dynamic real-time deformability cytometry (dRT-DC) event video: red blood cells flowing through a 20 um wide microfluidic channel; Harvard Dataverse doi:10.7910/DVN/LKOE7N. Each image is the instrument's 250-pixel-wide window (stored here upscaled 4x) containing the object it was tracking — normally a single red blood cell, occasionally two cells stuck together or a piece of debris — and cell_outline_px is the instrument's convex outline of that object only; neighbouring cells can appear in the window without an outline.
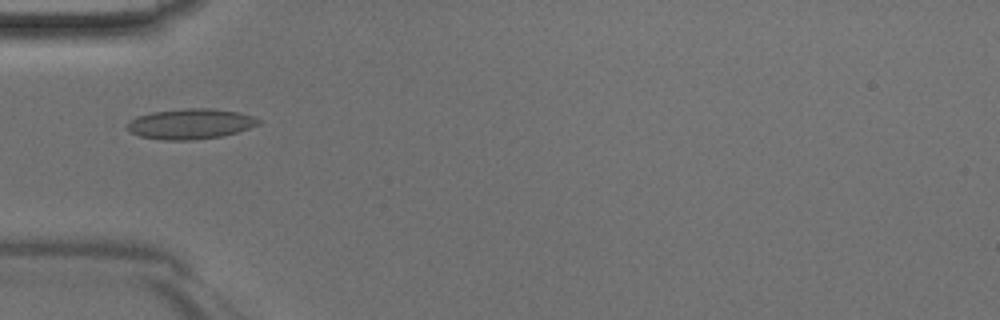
{"species": "Egyptian fruit bat (a non-hibernating species)", "species_latin": "Rousettus aegyptiacus", "temperature_condition": "room temperature", "stored_images_in_passage": 35, "camera_frame_rate_fps": 3000, "um_per_image_px": 0.085, "animal": {"sex": "male"}, "frame": {"image": 1, "passage_image": 4, "time_ms": 1.0, "image_size_px": [1000, 320], "cell_outline_px": [[264, 120], [260, 124], [236, 132], [220, 136], [192, 140], [164, 140], [140, 136], [132, 132], [128, 128], [128, 120], [136, 116], [152, 112], [188, 108], [212, 108], [236, 112], [252, 116]], "centroid_in_image_um": [16.2, 10.52], "position_along_channel_um": 68.8, "area_um2": 23.06}}
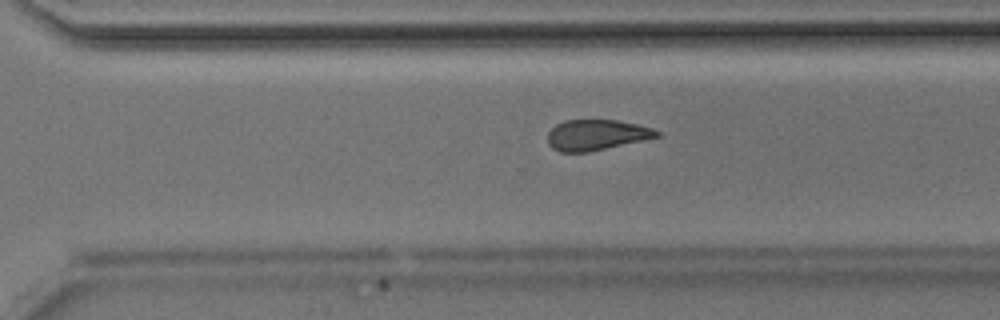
{"frame": {"image": 2, "passage_image": 21, "time_ms": 6.667, "image_size_px": [1000, 320], "cell_outline_px": [[660, 136], [588, 152], [560, 152], [552, 148], [548, 144], [548, 132], [556, 124], [564, 120], [616, 120], [636, 124], [652, 128], [660, 132]], "centroid_in_image_um": [50.66, 11.46], "position_along_channel_um": 319.9, "area_um2": 19.31}}
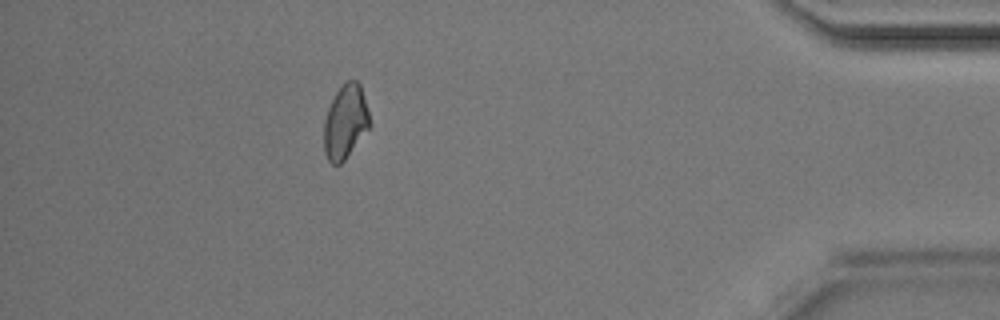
{"frame": {"image": 3, "passage_image": 30, "time_ms": 9.667, "image_size_px": [1000, 320], "cell_outline_px": [[368, 128], [344, 160], [340, 164], [332, 164], [328, 160], [324, 152], [324, 120], [328, 108], [336, 92], [348, 80], [356, 80], [360, 84], [368, 112]], "centroid_in_image_um": [29.32, 10.36], "position_along_channel_um": 405.9, "area_um2": 19.13}}